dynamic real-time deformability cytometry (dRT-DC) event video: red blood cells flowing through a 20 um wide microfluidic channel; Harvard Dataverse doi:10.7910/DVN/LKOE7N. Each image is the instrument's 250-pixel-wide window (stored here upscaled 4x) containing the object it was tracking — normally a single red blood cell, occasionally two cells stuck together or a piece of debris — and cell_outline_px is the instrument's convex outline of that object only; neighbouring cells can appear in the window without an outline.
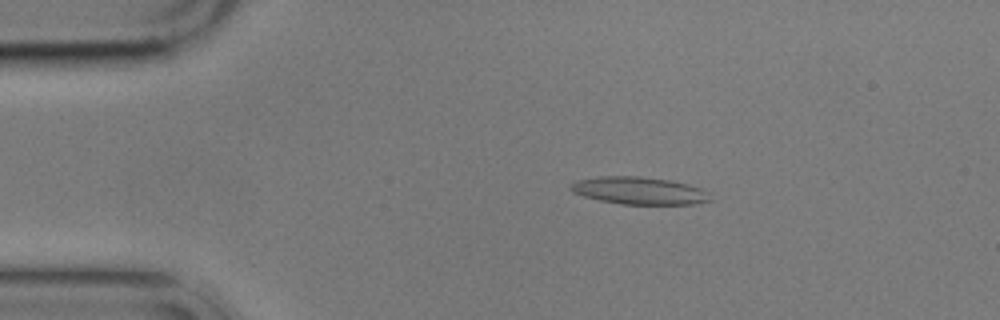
{"species": "common noctule bat (a hibernating species)", "species_latin": "Nyctalus noctula", "temperature_condition": "cold", "stored_images_in_passage": 10, "camera_frame_rate_fps": 3000, "um_per_image_px": 0.085, "animal": {"sex": "male", "body_mass_g": 17.9}, "frame": {"image": 1, "passage_image": 2, "time_ms": 1.0, "image_size_px": [1000, 320], "cell_outline_px": [[712, 200], [692, 204], [624, 204], [600, 200], [584, 196], [572, 192], [568, 188], [576, 180], [600, 176], [640, 176], [672, 180], [688, 184], [700, 188], [708, 192]], "centroid_in_image_um": [54.33, 16.19], "position_along_channel_um": 30.7, "area_um2": 22.31}}
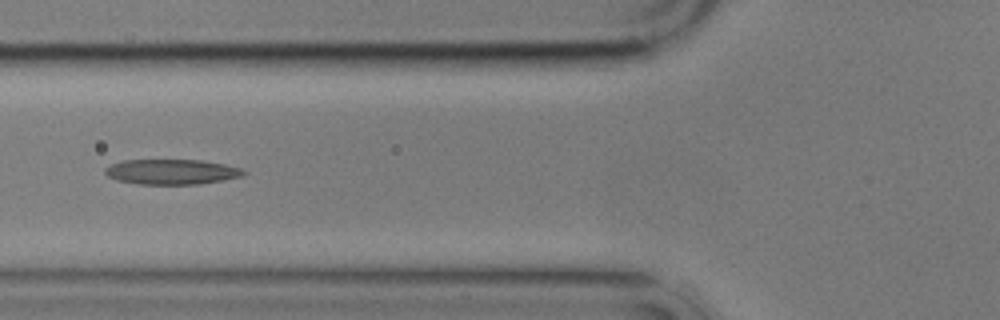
{"frame": {"image": 2, "passage_image": 5, "time_ms": 4.667, "image_size_px": [1000, 320], "cell_outline_px": [[248, 172], [244, 176], [200, 184], [136, 184], [116, 180], [108, 176], [104, 172], [104, 168], [112, 164], [124, 160], [200, 160], [224, 164], [240, 168]], "centroid_in_image_um": [14.59, 14.61], "position_along_channel_um": 111.2, "area_um2": 20.35}}
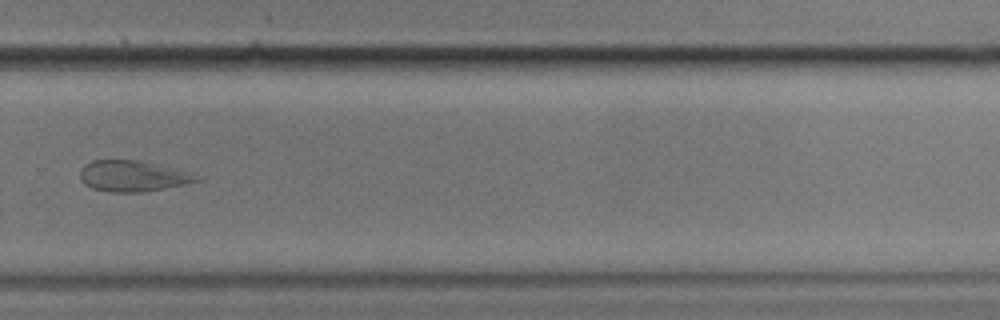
{"frame": {"image": 3, "passage_image": 10, "time_ms": 10.667, "image_size_px": [1000, 320], "cell_outline_px": [[200, 180], [144, 192], [108, 192], [92, 188], [84, 184], [80, 176], [80, 168], [84, 164], [92, 160], [140, 160], [192, 172]], "centroid_in_image_um": [11.23, 14.95], "position_along_channel_um": 318.6, "area_um2": 20.92}}